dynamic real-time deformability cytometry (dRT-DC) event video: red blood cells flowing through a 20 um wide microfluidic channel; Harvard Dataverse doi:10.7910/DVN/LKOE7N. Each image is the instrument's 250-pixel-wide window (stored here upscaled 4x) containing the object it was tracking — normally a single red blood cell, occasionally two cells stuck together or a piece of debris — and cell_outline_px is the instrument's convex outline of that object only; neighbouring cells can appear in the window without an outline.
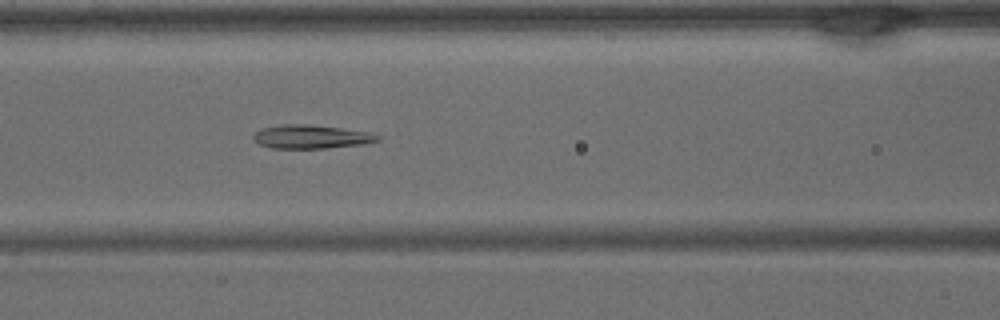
{"species": "common noctule bat (a hibernating species)", "species_latin": "Nyctalus noctula", "temperature_condition": "warm", "stored_images_in_passage": 31, "camera_frame_rate_fps": 3000, "um_per_image_px": 0.085, "animal": {"sex": "male", "body_mass_g": 15.6}, "frame": {"image": 1, "passage_image": 8, "time_ms": 2.333, "image_size_px": [1000, 320], "cell_outline_px": [[380, 140], [360, 144], [324, 148], [272, 148], [260, 144], [252, 140], [252, 136], [256, 132], [264, 128], [280, 124], [304, 124], [340, 128], [372, 132], [380, 136]], "centroid_in_image_um": [26.43, 11.62], "position_along_channel_um": 140.2, "area_um2": 16.94}}
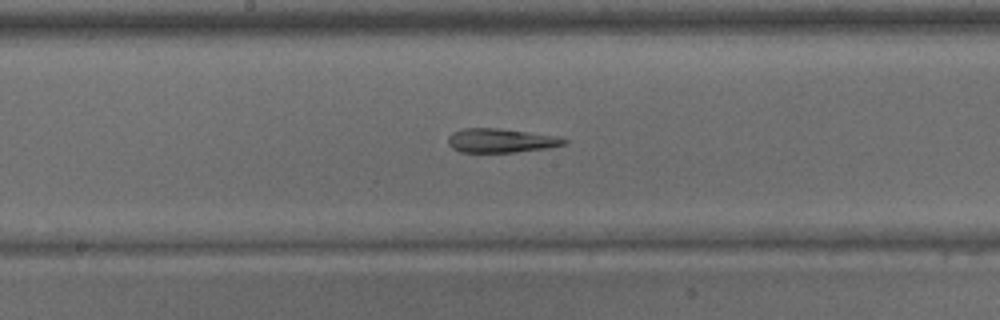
{"frame": {"image": 2, "passage_image": 12, "time_ms": 3.667, "image_size_px": [1000, 320], "cell_outline_px": [[568, 144], [548, 148], [516, 152], [460, 152], [452, 148], [448, 144], [448, 136], [452, 132], [464, 128], [500, 128], [560, 136], [568, 140]], "centroid_in_image_um": [42.61, 11.94], "position_along_channel_um": 205.6, "area_um2": 16.53}}
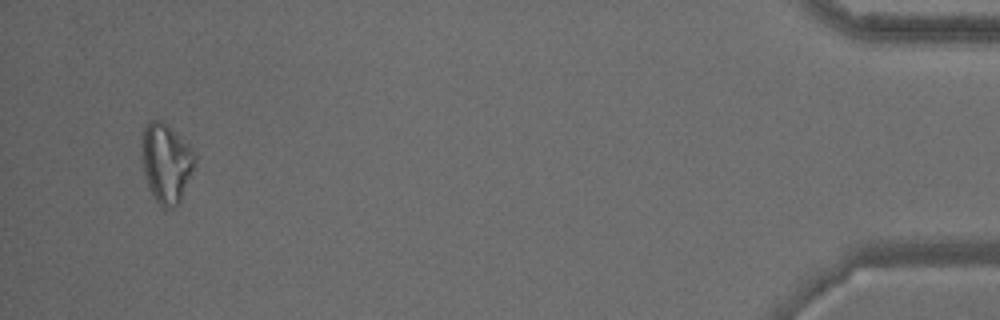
{"frame": {"image": 3, "passage_image": 30, "time_ms": 9.667, "image_size_px": [1000, 320], "cell_outline_px": [[196, 164], [180, 200], [176, 204], [164, 208], [152, 196], [148, 188], [144, 172], [144, 128], [148, 120], [160, 120], [188, 144], [196, 152]], "centroid_in_image_um": [14.17, 13.86], "position_along_channel_um": 421.0, "area_um2": 23.76}}